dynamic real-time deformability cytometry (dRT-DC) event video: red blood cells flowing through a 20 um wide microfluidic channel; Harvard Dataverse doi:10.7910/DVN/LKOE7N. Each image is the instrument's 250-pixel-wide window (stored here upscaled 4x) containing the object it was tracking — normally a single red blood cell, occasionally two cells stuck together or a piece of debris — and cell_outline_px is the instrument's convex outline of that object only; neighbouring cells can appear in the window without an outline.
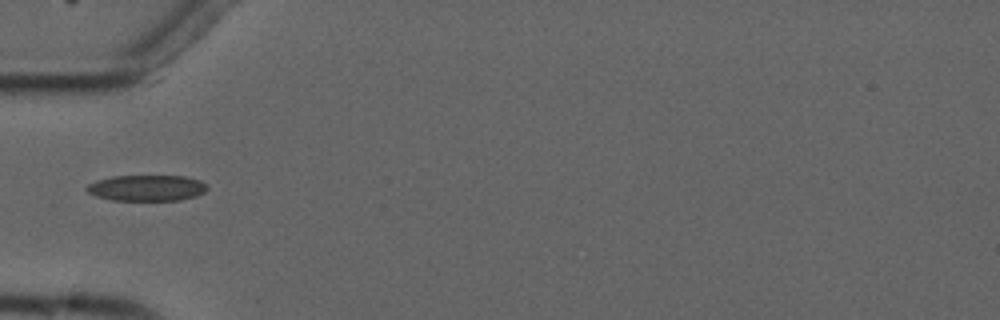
{"species": "common noctule bat (a hibernating species)", "species_latin": "Nyctalus noctula", "temperature_condition": "cold", "stored_images_in_passage": 4, "camera_frame_rate_fps": 3000, "um_per_image_px": 0.085, "animal": {"sex": "male", "forearm_length_mm": 52.5}, "frame": {"image": 1, "passage_image": 2, "time_ms": 1.333, "image_size_px": [1000, 320], "cell_outline_px": [[208, 188], [204, 192], [196, 196], [180, 200], [112, 200], [96, 196], [88, 192], [84, 188], [88, 184], [96, 180], [112, 176], [184, 176], [200, 180]], "centroid_in_image_um": [12.45, 15.97], "position_along_channel_um": 72.6, "area_um2": 18.21}}
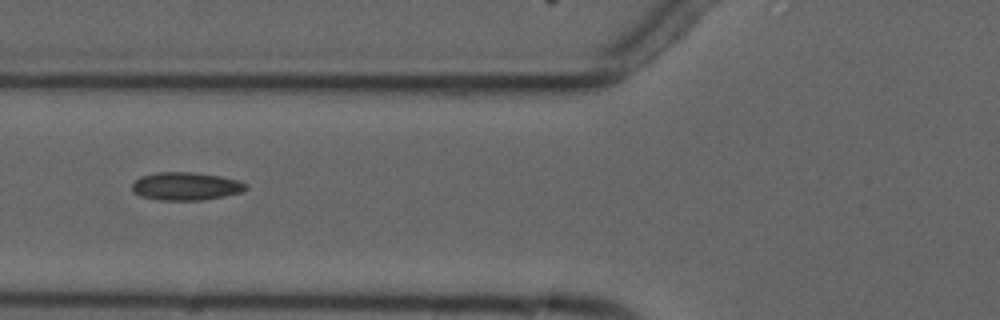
{"frame": {"image": 2, "passage_image": 3, "time_ms": 2.333, "image_size_px": [1000, 320], "cell_outline_px": [[248, 188], [240, 192], [224, 196], [204, 200], [156, 200], [140, 196], [132, 192], [132, 184], [140, 176], [156, 172], [192, 172], [220, 176], [236, 180], [248, 184]], "centroid_in_image_um": [15.76, 15.83], "position_along_channel_um": 110.0, "area_um2": 18.67}}
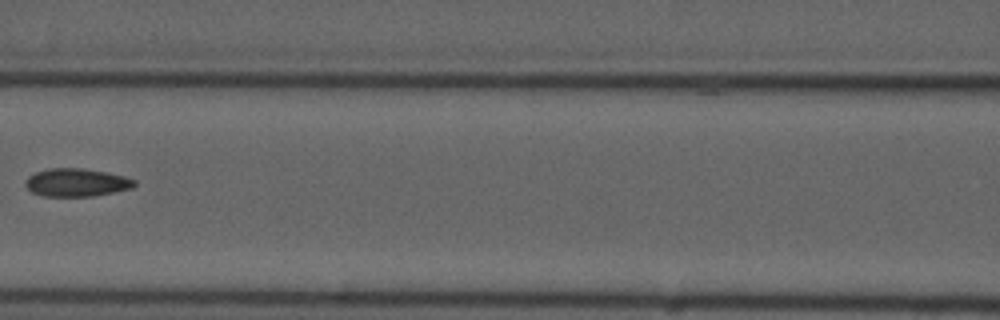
{"frame": {"image": 3, "passage_image": 4, "time_ms": 3.667, "image_size_px": [1000, 320], "cell_outline_px": [[136, 184], [132, 188], [92, 196], [44, 196], [32, 192], [24, 184], [28, 176], [36, 172], [48, 168], [84, 168], [124, 176], [136, 180]], "centroid_in_image_um": [6.49, 15.5], "position_along_channel_um": 160.1, "area_um2": 17.69}}